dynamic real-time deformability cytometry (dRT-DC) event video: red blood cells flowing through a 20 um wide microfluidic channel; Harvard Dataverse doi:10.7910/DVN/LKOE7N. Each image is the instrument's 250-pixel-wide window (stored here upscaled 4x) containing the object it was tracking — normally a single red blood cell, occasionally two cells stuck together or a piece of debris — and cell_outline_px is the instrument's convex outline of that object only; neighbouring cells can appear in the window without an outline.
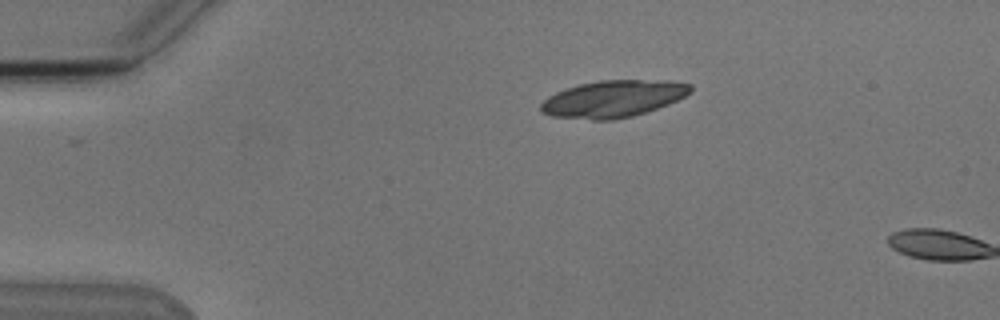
{"species": "Egyptian fruit bat (a non-hibernating species)", "species_latin": "Rousettus aegyptiacus", "temperature_condition": "cold", "stored_images_in_passage": 2, "camera_frame_rate_fps": 3000, "um_per_image_px": 0.085, "animal": {"sex": "male"}, "frame": {"image": 1, "passage_image": 1, "time_ms": 0.0, "image_size_px": [1000, 320], "cell_outline_px": [[692, 92], [668, 104], [632, 116], [612, 120], [592, 120], [552, 116], [540, 112], [540, 104], [548, 96], [556, 92], [580, 84], [600, 80], [668, 80], [692, 84]], "centroid_in_image_um": [52.11, 8.39], "position_along_channel_um": 32.9, "area_um2": 32.14}}